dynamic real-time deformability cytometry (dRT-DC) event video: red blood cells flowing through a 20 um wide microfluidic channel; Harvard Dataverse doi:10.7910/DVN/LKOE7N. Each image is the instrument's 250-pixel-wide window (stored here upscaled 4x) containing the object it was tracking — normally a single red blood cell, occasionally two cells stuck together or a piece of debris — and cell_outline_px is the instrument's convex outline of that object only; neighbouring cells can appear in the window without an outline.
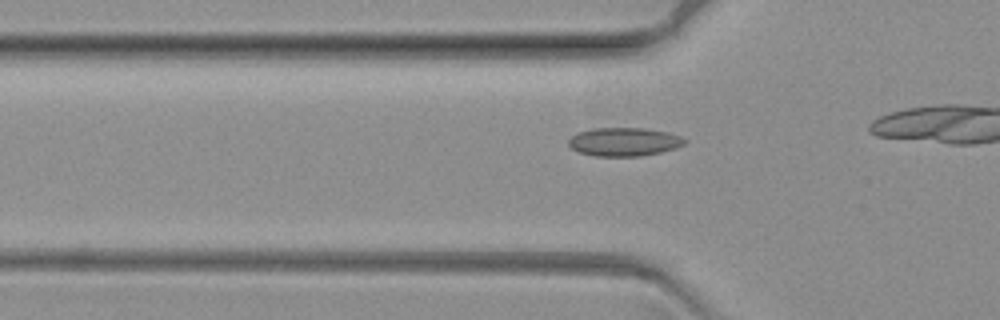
{"species": "common noctule bat (a hibernating species)", "species_latin": "Nyctalus noctula", "temperature_condition": "warm", "stored_images_in_passage": 9, "camera_frame_rate_fps": 3000, "um_per_image_px": 0.085, "animal": {"sex": "female", "body_mass_g": 19.3, "forearm_length_mm": 54.1}, "frame": {"image": 1, "passage_image": 3, "time_ms": 0.667, "image_size_px": [1000, 320], "cell_outline_px": [[688, 140], [684, 144], [676, 148], [660, 152], [640, 156], [592, 156], [580, 152], [572, 148], [568, 144], [568, 140], [572, 136], [580, 132], [592, 128], [644, 128], [668, 132], [680, 136]], "centroid_in_image_um": [53.06, 12.05], "position_along_channel_um": 72.7, "area_um2": 19.25}}
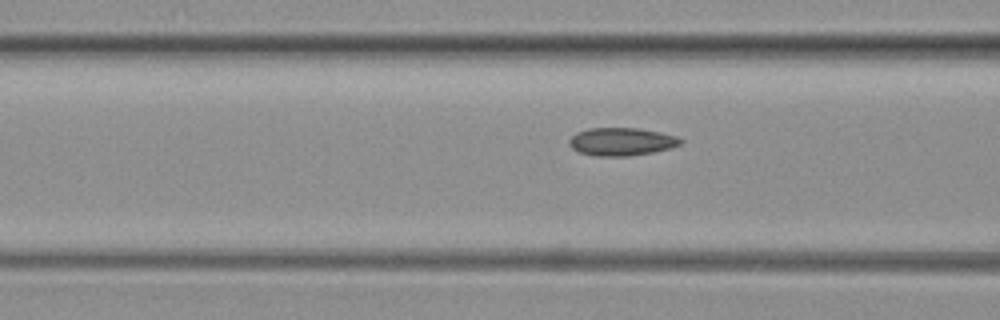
{"frame": {"image": 2, "passage_image": 7, "time_ms": 2.0, "image_size_px": [1000, 320], "cell_outline_px": [[684, 140], [680, 144], [668, 148], [652, 152], [628, 156], [596, 156], [580, 152], [572, 148], [568, 144], [568, 140], [576, 132], [588, 128], [640, 128], [660, 132], [676, 136]], "centroid_in_image_um": [52.8, 12.03], "position_along_channel_um": 113.8, "area_um2": 18.09}}